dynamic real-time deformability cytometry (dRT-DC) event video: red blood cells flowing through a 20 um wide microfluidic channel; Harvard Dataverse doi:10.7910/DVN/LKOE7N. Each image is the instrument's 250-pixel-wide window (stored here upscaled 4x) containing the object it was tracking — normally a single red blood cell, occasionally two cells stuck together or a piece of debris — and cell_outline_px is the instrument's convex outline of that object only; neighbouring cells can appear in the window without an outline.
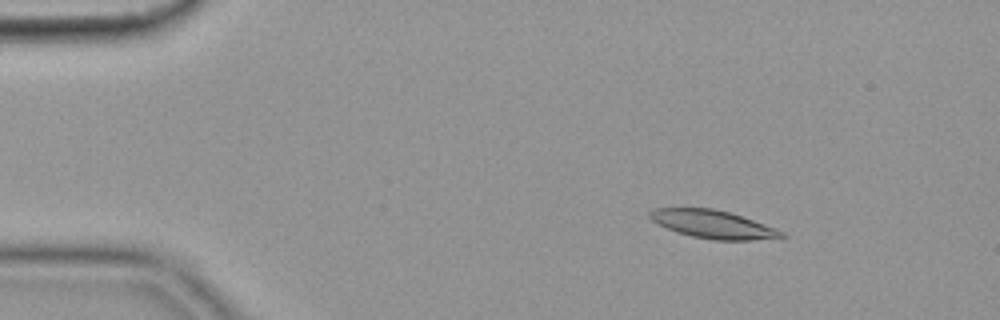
{"species": "common noctule bat (a hibernating species)", "species_latin": "Nyctalus noctula", "temperature_condition": "cold", "stored_images_in_passage": 55, "camera_frame_rate_fps": 3000, "um_per_image_px": 0.085, "animal": {"sex": "female", "body_mass_g": 19.9}, "frame": {"image": 1, "passage_image": 7, "time_ms": 2.0, "image_size_px": [1000, 320], "cell_outline_px": [[788, 236], [752, 240], [712, 240], [692, 236], [676, 232], [652, 220], [648, 216], [648, 212], [652, 208], [712, 208], [728, 212], [776, 228], [784, 232]], "centroid_in_image_um": [60.58, 19.06], "position_along_channel_um": 24.4, "area_um2": 21.33}}
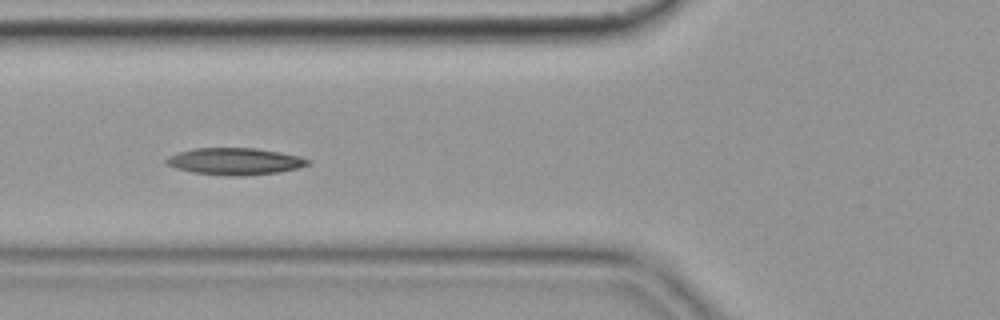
{"frame": {"image": 2, "passage_image": 20, "time_ms": 6.333, "image_size_px": [1000, 320], "cell_outline_px": [[312, 164], [300, 168], [280, 172], [240, 176], [232, 176], [192, 172], [176, 168], [164, 164], [164, 160], [168, 156], [192, 148], [256, 148], [280, 152], [300, 156], [312, 160]], "centroid_in_image_um": [20.01, 13.71], "position_along_channel_um": 105.8, "area_um2": 22.43}}
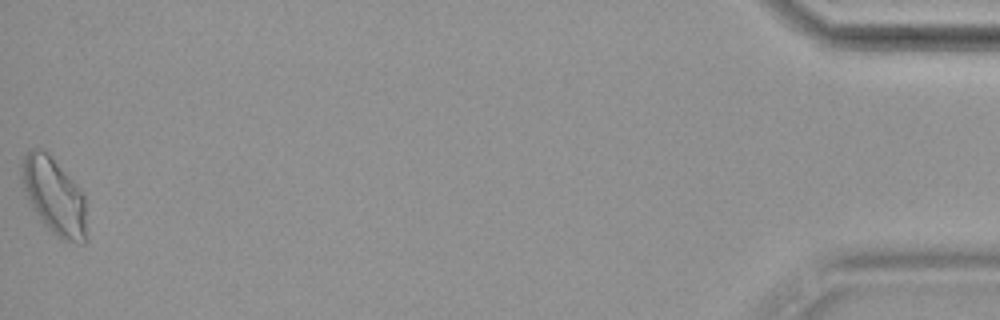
{"frame": {"image": 3, "passage_image": 55, "time_ms": 18.0, "image_size_px": [1000, 320], "cell_outline_px": [[88, 240], [84, 244], [80, 244], [60, 240], [40, 220], [28, 204], [20, 180], [20, 164], [28, 148], [40, 148], [48, 152], [84, 196]], "centroid_in_image_um": [4.56, 16.7], "position_along_channel_um": 430.6, "area_um2": 29.65}, "authors_computed_cell_mechanics": {"area_um2": 21.6172, "velocity_mm_per_s": 3.5775, "shape_relaxation_time_tau1_ms": null, "shape_relaxation_time_tau2_ms": 7.6359, "deformation_change_tau1": null, "deformation_change_tau2": 0.1485}}